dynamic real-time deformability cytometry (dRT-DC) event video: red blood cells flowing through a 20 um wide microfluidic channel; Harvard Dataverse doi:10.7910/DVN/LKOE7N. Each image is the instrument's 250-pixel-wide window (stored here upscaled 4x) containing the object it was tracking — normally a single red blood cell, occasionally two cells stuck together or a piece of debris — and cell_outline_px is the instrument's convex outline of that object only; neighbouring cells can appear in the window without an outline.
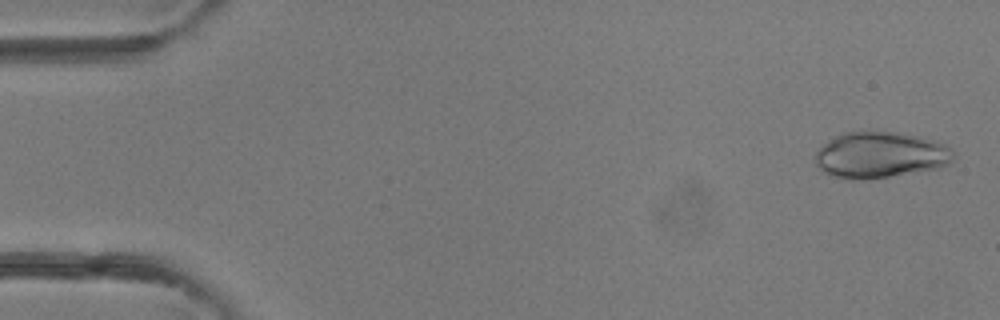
{"species": "common noctule bat (a hibernating species)", "species_latin": "Nyctalus noctula", "temperature_condition": "room temperature", "stored_images_in_passage": 3, "camera_frame_rate_fps": 3000, "um_per_image_px": 0.085, "animal": {"sex": "female"}, "frame": {"image": 1, "passage_image": 1, "time_ms": 0.0, "image_size_px": [1000, 320], "cell_outline_px": [[956, 156], [948, 164], [940, 168], [888, 176], [860, 180], [852, 180], [832, 176], [824, 172], [816, 164], [816, 152], [828, 140], [844, 132], [892, 132], [920, 136], [936, 140], [948, 144], [952, 148]], "centroid_in_image_um": [74.88, 13.17], "position_along_channel_um": 10.1, "area_um2": 37.22}}